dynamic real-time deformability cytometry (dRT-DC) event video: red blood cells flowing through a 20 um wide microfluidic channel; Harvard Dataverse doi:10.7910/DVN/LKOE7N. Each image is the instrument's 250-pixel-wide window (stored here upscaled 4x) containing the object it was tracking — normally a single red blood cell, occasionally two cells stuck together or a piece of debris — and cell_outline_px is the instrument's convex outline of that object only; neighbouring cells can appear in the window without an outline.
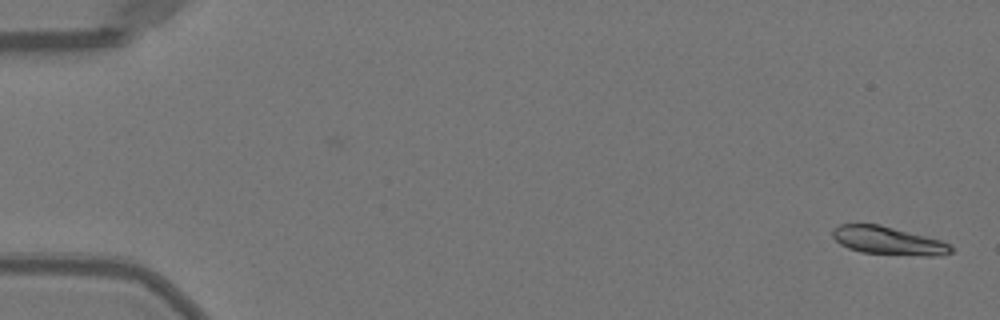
{"species": "Egyptian fruit bat (a non-hibernating species)", "species_latin": "Rousettus aegyptiacus", "temperature_condition": "warm", "stored_images_in_passage": 51, "camera_frame_rate_fps": 3000, "um_per_image_px": 0.085, "animal": {"sex": "female"}, "frame": {"image": 1, "passage_image": 1, "time_ms": 0.0, "image_size_px": [1000, 320], "cell_outline_px": [[952, 252], [936, 256], [924, 256], [860, 252], [848, 248], [840, 244], [832, 236], [832, 228], [840, 224], [880, 224], [940, 240], [948, 244], [952, 248]], "centroid_in_image_um": [75.45, 20.45], "position_along_channel_um": 9.6, "area_um2": 19.31}}
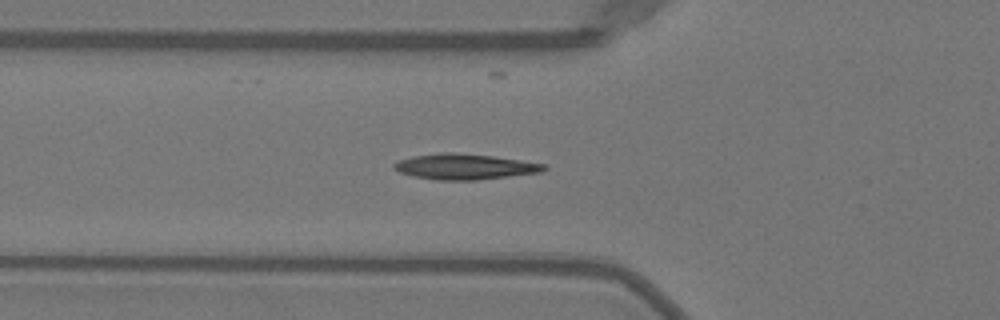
{"frame": {"image": 2, "passage_image": 18, "time_ms": 5.667, "image_size_px": [1000, 320], "cell_outline_px": [[548, 168], [544, 172], [476, 180], [436, 180], [412, 176], [400, 172], [392, 168], [392, 164], [400, 160], [412, 156], [440, 152], [452, 152], [492, 156], [520, 160], [544, 164]], "centroid_in_image_um": [39.48, 14.17], "position_along_channel_um": 86.3, "area_um2": 22.43}}
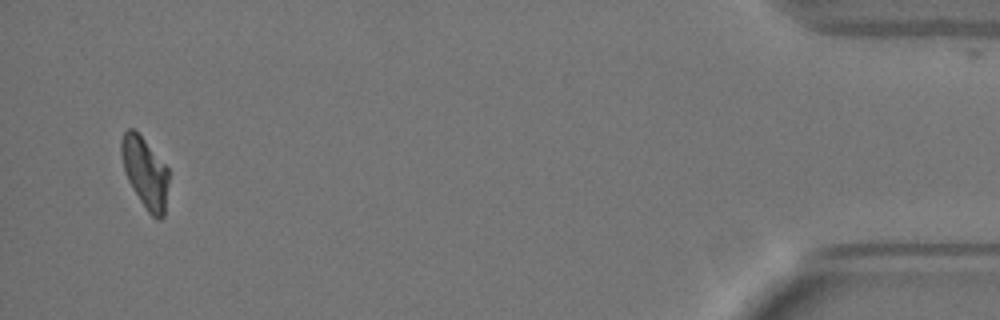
{"frame": {"image": 3, "passage_image": 49, "time_ms": 16.0, "image_size_px": [1000, 320], "cell_outline_px": [[168, 184], [164, 216], [160, 220], [156, 220], [148, 212], [132, 188], [128, 180], [124, 168], [120, 152], [120, 140], [124, 132], [128, 128], [132, 128], [140, 136], [168, 168]], "centroid_in_image_um": [12.32, 14.7], "position_along_channel_um": 422.9, "area_um2": 19.25}, "authors_computed_cell_mechanics": {"area_um2": 20.2878, "velocity_mm_per_s": 3.9983, "shape_relaxation_time_tau1_ms": 4.4676, "shape_relaxation_time_tau2_ms": 2.8637, "deformation_change_tau1": 0.1628, "deformation_change_tau2": 0.0572}}